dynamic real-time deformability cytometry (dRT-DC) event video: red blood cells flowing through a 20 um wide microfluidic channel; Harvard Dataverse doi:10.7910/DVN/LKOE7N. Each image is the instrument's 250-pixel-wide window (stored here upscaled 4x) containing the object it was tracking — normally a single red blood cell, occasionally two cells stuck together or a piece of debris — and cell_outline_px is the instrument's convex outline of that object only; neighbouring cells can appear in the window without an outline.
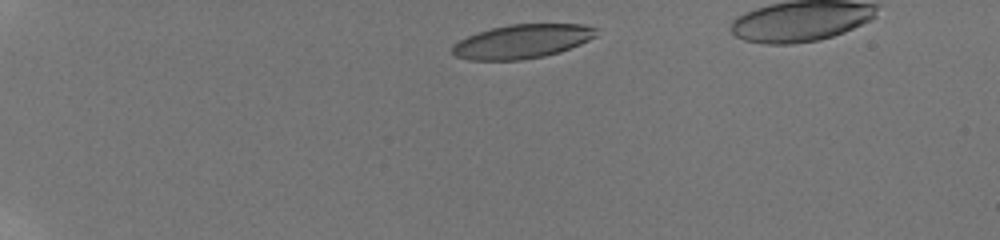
{"species": "human", "species_latin": "Homo sapiens", "temperature_condition": "room temperature", "stored_images_in_passage": 62, "camera_frame_rate_fps": 3000, "um_per_image_px": 0.085, "donor": {"sex": "male"}, "frame": {"image": 1, "passage_image": 5, "time_ms": 1.0, "image_size_px": [1000, 240], "cell_outline_px": [[600, 28], [596, 36], [580, 44], [560, 52], [544, 56], [520, 60], [468, 60], [456, 56], [452, 52], [452, 44], [476, 32], [508, 24], [584, 24]], "centroid_in_image_um": [44.4, 3.51], "position_along_channel_um": 40.6, "area_um2": 28.67}}
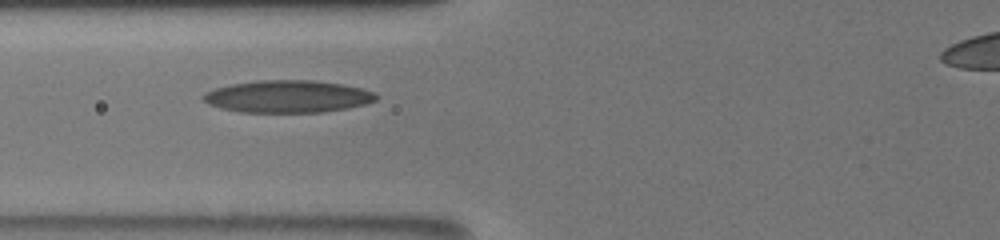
{"frame": {"image": 2, "passage_image": 18, "time_ms": 4.667, "image_size_px": [1000, 240], "cell_outline_px": [[380, 96], [376, 100], [364, 104], [348, 108], [320, 112], [240, 112], [220, 108], [208, 104], [200, 96], [204, 92], [216, 88], [232, 84], [260, 80], [312, 80], [340, 84], [364, 88], [376, 92]], "centroid_in_image_um": [24.47, 8.2], "position_along_channel_um": 101.3, "area_um2": 32.66}}
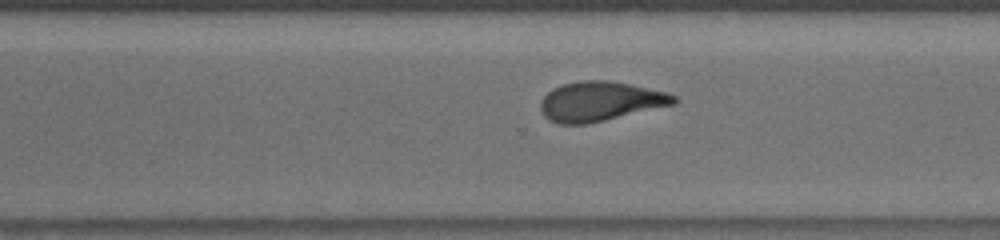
{"frame": {"image": 3, "passage_image": 47, "time_ms": 10.333, "image_size_px": [1000, 240], "cell_outline_px": [[680, 100], [676, 104], [588, 124], [560, 124], [548, 120], [544, 116], [540, 108], [540, 104], [544, 96], [548, 92], [564, 84], [580, 80], [608, 80], [668, 92], [676, 96]], "centroid_in_image_um": [51.05, 8.62], "position_along_channel_um": 319.6, "area_um2": 30.75}}